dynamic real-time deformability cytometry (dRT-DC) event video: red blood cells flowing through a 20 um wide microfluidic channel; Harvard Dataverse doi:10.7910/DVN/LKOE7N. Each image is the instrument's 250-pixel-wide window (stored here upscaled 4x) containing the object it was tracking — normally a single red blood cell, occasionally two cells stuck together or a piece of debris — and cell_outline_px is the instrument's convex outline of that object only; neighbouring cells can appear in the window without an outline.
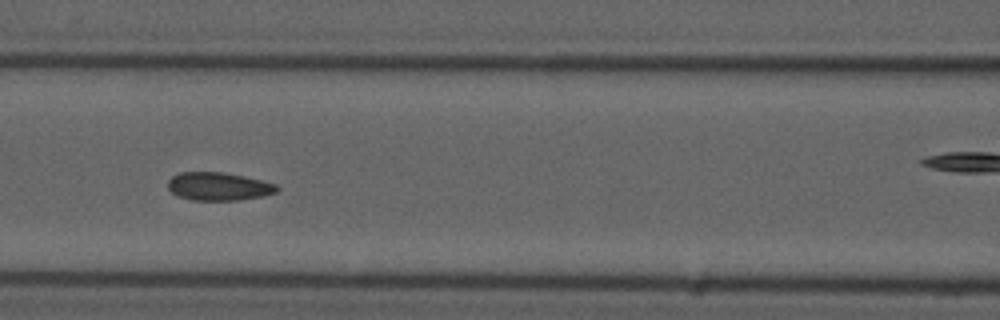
{"species": "common noctule bat (a hibernating species)", "species_latin": "Nyctalus noctula", "temperature_condition": "cold", "stored_images_in_passage": 11, "camera_frame_rate_fps": 3000, "um_per_image_px": 0.085, "animal": {"sex": "male", "forearm_length_mm": 52.5}, "frame": {"image": 1, "passage_image": 7, "time_ms": 7.0, "image_size_px": [1000, 320], "cell_outline_px": [[280, 188], [276, 192], [264, 196], [240, 200], [192, 200], [180, 196], [172, 192], [168, 188], [168, 180], [172, 176], [180, 172], [224, 172], [244, 176], [276, 184]], "centroid_in_image_um": [18.59, 15.84], "position_along_channel_um": 148.0, "area_um2": 17.86}}
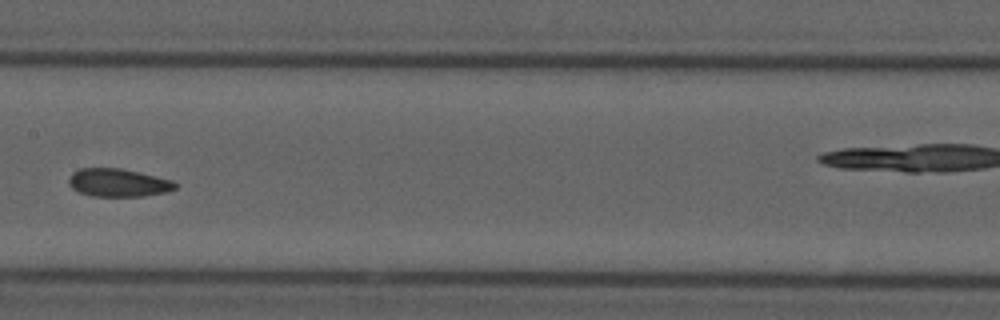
{"frame": {"image": 2, "passage_image": 8, "time_ms": 8.333, "image_size_px": [1000, 320], "cell_outline_px": [[180, 184], [176, 188], [164, 192], [144, 196], [92, 196], [76, 192], [68, 184], [68, 180], [72, 172], [80, 168], [120, 168], [140, 172], [172, 180]], "centroid_in_image_um": [10.03, 15.53], "position_along_channel_um": 197.4, "area_um2": 17.57}}